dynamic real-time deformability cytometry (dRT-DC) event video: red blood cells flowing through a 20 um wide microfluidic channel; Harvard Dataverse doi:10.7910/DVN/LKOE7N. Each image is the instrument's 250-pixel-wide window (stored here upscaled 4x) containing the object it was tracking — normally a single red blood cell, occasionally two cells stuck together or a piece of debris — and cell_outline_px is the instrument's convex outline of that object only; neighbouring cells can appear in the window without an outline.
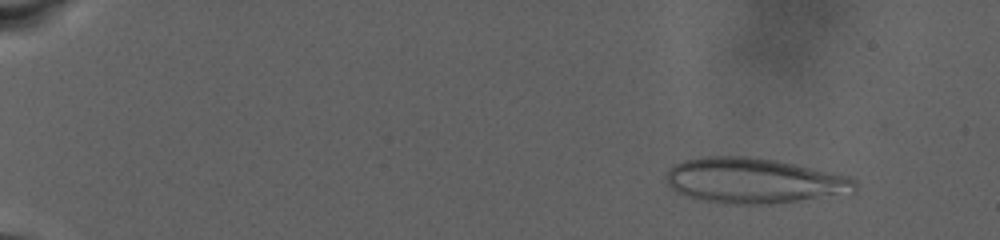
{"species": "human", "species_latin": "Homo sapiens", "temperature_condition": "warm", "stored_images_in_passage": 90, "camera_frame_rate_fps": 3000, "um_per_image_px": 0.085, "donor": {"sex": "male"}, "frame": {"image": 1, "passage_image": 10, "time_ms": 3.0, "image_size_px": [1000, 240], "cell_outline_px": [[856, 192], [772, 204], [736, 204], [704, 200], [688, 196], [676, 192], [664, 180], [664, 176], [676, 164], [684, 160], [708, 156], [744, 156], [776, 160], [848, 176], [856, 180]], "centroid_in_image_um": [64.08, 15.35], "position_along_channel_um": 20.9, "area_um2": 49.48}}
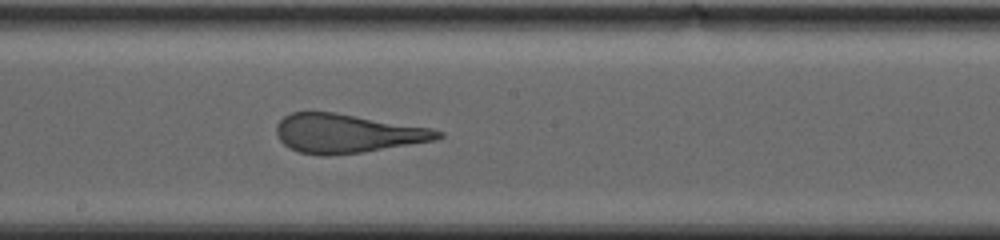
{"frame": {"image": 2, "passage_image": 54, "time_ms": 17.667, "image_size_px": [1000, 240], "cell_outline_px": [[444, 136], [436, 140], [360, 152], [328, 156], [320, 156], [300, 152], [288, 148], [280, 140], [276, 132], [276, 124], [284, 116], [292, 112], [336, 112], [432, 128], [444, 132]], "centroid_in_image_um": [29.49, 11.34], "position_along_channel_um": 218.7, "area_um2": 36.65}}
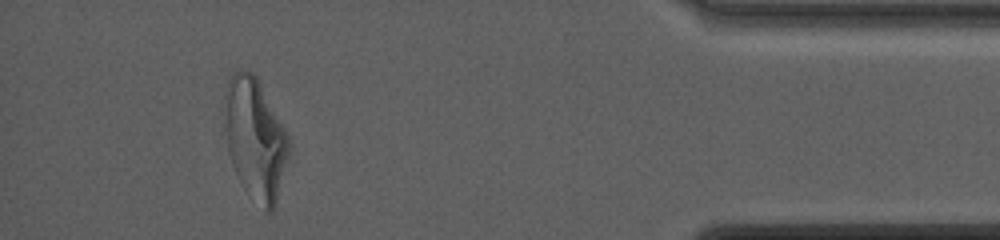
{"frame": {"image": 3, "passage_image": 84, "time_ms": 27.667, "image_size_px": [1000, 240], "cell_outline_px": [[288, 152], [276, 204], [272, 212], [264, 212], [240, 184], [232, 164], [228, 152], [224, 128], [224, 120], [228, 80], [232, 72], [252, 72], [256, 76], [288, 140]], "centroid_in_image_um": [21.64, 11.88], "position_along_channel_um": 413.6, "area_um2": 44.1}, "authors_computed_cell_mechanics": {"area_um2": 44.0436, "velocity_mm_per_s": 2.378, "shape_relaxation_time_tau1_ms": null, "shape_relaxation_time_tau2_ms": 1.4982, "deformation_change_tau1": null, "deformation_change_tau2": 0.1228}}